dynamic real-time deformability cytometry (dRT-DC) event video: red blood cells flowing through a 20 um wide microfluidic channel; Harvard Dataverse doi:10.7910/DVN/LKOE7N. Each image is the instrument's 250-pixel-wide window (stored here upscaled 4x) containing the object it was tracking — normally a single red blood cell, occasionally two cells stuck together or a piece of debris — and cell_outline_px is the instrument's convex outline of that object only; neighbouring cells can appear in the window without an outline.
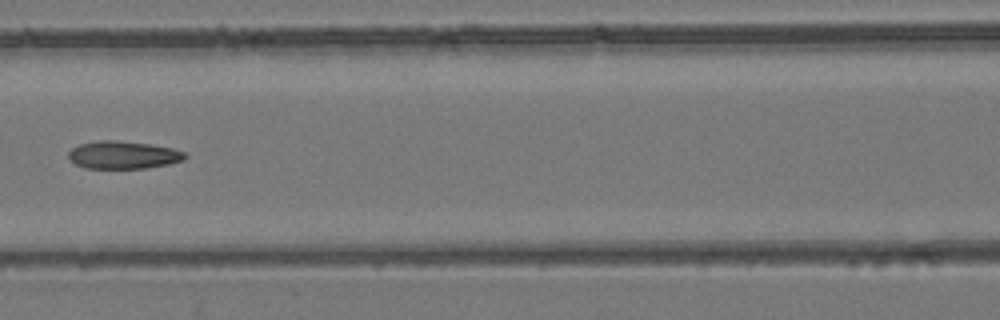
{"species": "common noctule bat (a hibernating species)", "species_latin": "Nyctalus noctula", "temperature_condition": "room temperature", "stored_images_in_passage": 7, "camera_frame_rate_fps": 3000, "um_per_image_px": 0.085, "animal": {"sex": "female", "body_mass_g": 24.6, "forearm_length_mm": 56.2}, "frame": {"image": 1, "passage_image": 6, "time_ms": 6.0, "image_size_px": [1000, 320], "cell_outline_px": [[188, 156], [184, 160], [168, 164], [144, 168], [84, 168], [76, 164], [68, 156], [68, 152], [72, 148], [80, 144], [100, 140], [116, 140], [152, 144], [172, 148], [184, 152]], "centroid_in_image_um": [10.49, 13.16], "position_along_channel_um": 156.1, "area_um2": 18.79}}
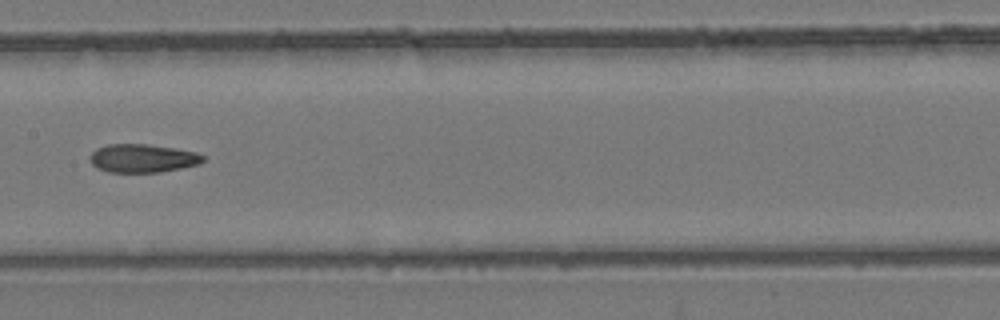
{"frame": {"image": 2, "passage_image": 7, "time_ms": 7.0, "image_size_px": [1000, 320], "cell_outline_px": [[204, 160], [200, 164], [160, 172], [108, 172], [96, 168], [92, 164], [88, 156], [96, 148], [108, 144], [144, 144], [172, 148], [196, 152], [204, 156]], "centroid_in_image_um": [12.08, 13.46], "position_along_channel_um": 195.3, "area_um2": 18.67}}